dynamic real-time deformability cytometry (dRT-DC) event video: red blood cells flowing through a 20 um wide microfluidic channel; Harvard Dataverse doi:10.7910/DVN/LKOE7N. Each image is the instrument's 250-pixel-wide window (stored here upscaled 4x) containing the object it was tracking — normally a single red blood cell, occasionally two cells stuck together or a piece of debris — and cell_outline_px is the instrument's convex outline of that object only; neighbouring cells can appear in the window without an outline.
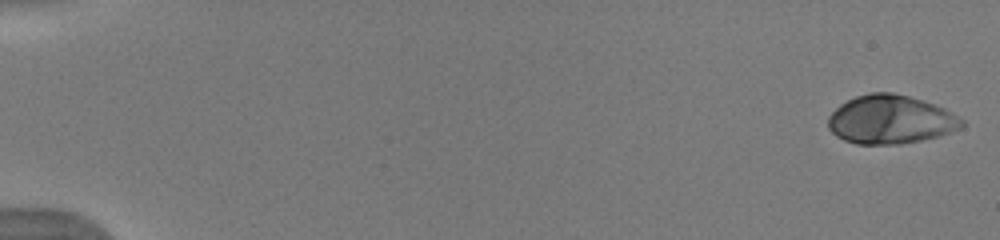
{"species": "human", "species_latin": "Homo sapiens", "temperature_condition": "warm", "stored_images_in_passage": 52, "camera_frame_rate_fps": 3000, "um_per_image_px": 0.085, "donor": {"sex": "male"}, "frame": {"image": 1, "passage_image": 1, "time_ms": 0.0, "image_size_px": [1000, 240], "cell_outline_px": [[964, 124], [960, 128], [936, 136], [920, 140], [900, 144], [856, 144], [844, 140], [836, 136], [828, 128], [828, 116], [840, 104], [856, 96], [872, 92], [892, 92], [908, 96], [944, 108], [964, 120]], "centroid_in_image_um": [75.65, 10.16], "position_along_channel_um": 9.3, "area_um2": 37.57}}
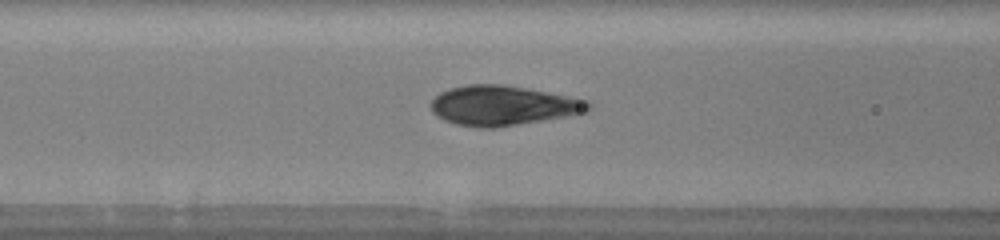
{"frame": {"image": 2, "passage_image": 23, "time_ms": 7.333, "image_size_px": [1000, 240], "cell_outline_px": [[592, 108], [588, 112], [492, 128], [480, 128], [456, 124], [444, 120], [436, 116], [432, 112], [428, 104], [440, 92], [448, 88], [468, 84], [504, 84], [568, 96], [588, 100], [592, 104]], "centroid_in_image_um": [42.69, 8.96], "position_along_channel_um": 123.9, "area_um2": 36.47}}
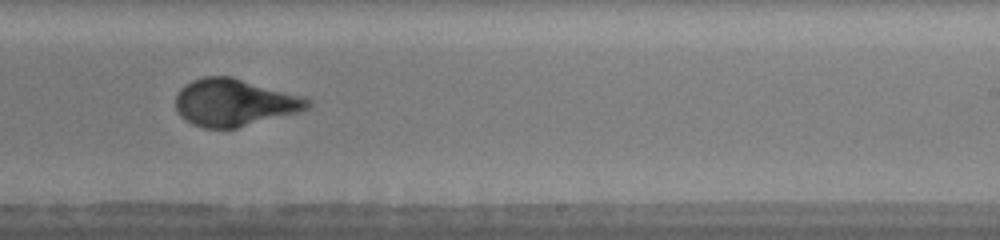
{"frame": {"image": 3, "passage_image": 34, "time_ms": 11.0, "image_size_px": [1000, 240], "cell_outline_px": [[312, 108], [300, 112], [236, 128], [204, 128], [192, 124], [184, 120], [176, 112], [176, 96], [180, 88], [184, 84], [192, 80], [204, 76], [232, 76], [304, 96], [312, 100]], "centroid_in_image_um": [19.94, 8.71], "position_along_channel_um": 269.1, "area_um2": 36.88}, "authors_computed_cell_mechanics": {"area_um2": 36.4429, "velocity_mm_per_s": 3.9636, "shape_relaxation_time_tau1_ms": 4.2016, "shape_relaxation_time_tau2_ms": null, "deformation_change_tau1": 0.2116, "deformation_change_tau2": null}}